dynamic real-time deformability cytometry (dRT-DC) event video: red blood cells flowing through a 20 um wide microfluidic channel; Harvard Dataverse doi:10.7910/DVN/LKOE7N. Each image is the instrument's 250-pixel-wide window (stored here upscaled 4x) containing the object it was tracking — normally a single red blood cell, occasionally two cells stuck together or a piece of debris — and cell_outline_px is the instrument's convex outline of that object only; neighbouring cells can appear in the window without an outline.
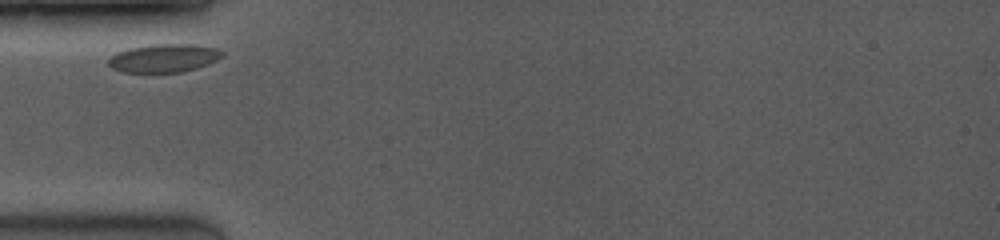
{"species": "common noctule bat (a hibernating species)", "species_latin": "Nyctalus noctula", "temperature_condition": "room temperature", "stored_images_in_passage": 3, "camera_frame_rate_fps": 3500, "um_per_image_px": 0.085, "animal": {"sex": "female", "body_mass_g": 19.0, "forearm_length_mm": 53.3}, "frame": {"image": 1, "passage_image": 1, "time_ms": 0.0, "image_size_px": [1000, 240], "cell_outline_px": [[224, 56], [208, 64], [196, 68], [180, 72], [120, 72], [112, 68], [108, 64], [108, 60], [116, 52], [128, 48], [152, 44], [196, 44], [216, 48], [224, 52]], "centroid_in_image_um": [13.93, 4.93], "position_along_channel_um": 71.1, "area_um2": 18.84}}